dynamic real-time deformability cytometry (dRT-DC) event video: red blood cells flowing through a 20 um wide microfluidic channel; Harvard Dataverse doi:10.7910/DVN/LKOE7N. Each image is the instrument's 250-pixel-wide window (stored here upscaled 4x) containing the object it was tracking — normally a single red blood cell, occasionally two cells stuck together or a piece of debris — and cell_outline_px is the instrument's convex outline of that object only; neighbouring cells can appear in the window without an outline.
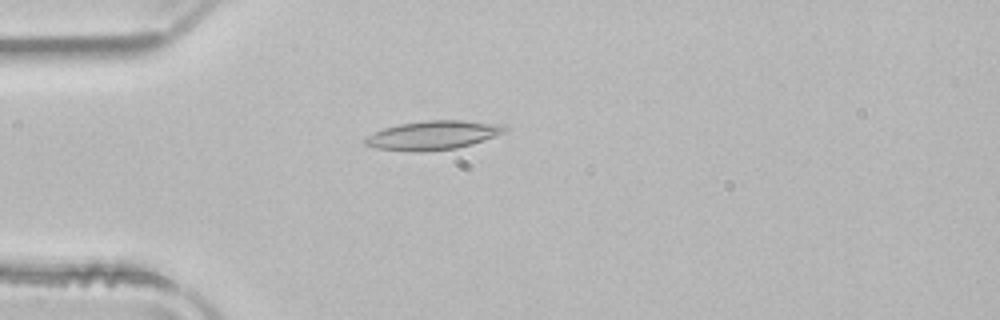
{"species": "common noctule bat (a hibernating species)", "species_latin": "Nyctalus noctula", "temperature_condition": "room temperature", "stored_images_in_passage": 51, "camera_frame_rate_fps": 3000, "um_per_image_px": 0.085, "animal": {"sex": "male", "body_mass_g": 21.5, "forearm_length_mm": 52.0}, "frame": {"image": 1, "passage_image": 14, "time_ms": 4.333, "image_size_px": [1000, 320], "cell_outline_px": [[508, 128], [504, 132], [496, 136], [472, 144], [456, 148], [376, 148], [364, 144], [364, 140], [368, 136], [384, 128], [400, 124], [424, 120], [464, 120], [504, 124]], "centroid_in_image_um": [36.93, 11.42], "position_along_channel_um": 48.1, "area_um2": 22.31}}
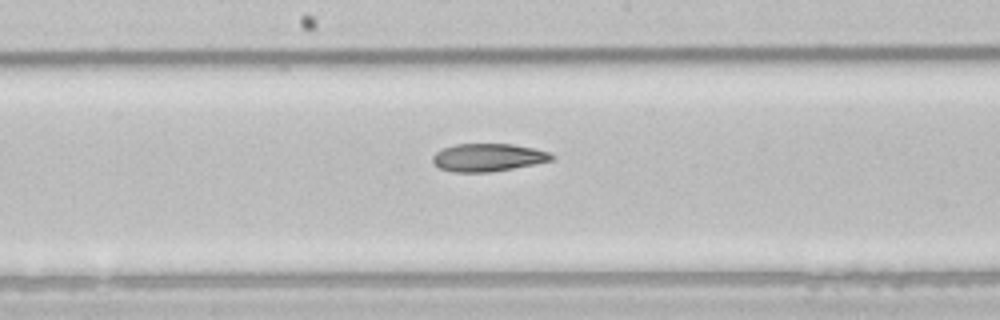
{"frame": {"image": 2, "passage_image": 27, "time_ms": 8.667, "image_size_px": [1000, 320], "cell_outline_px": [[556, 156], [552, 160], [512, 168], [488, 172], [452, 172], [440, 168], [432, 160], [432, 156], [436, 152], [444, 148], [456, 144], [512, 144], [532, 148], [548, 152]], "centroid_in_image_um": [41.46, 13.38], "position_along_channel_um": 206.7, "area_um2": 19.02}}
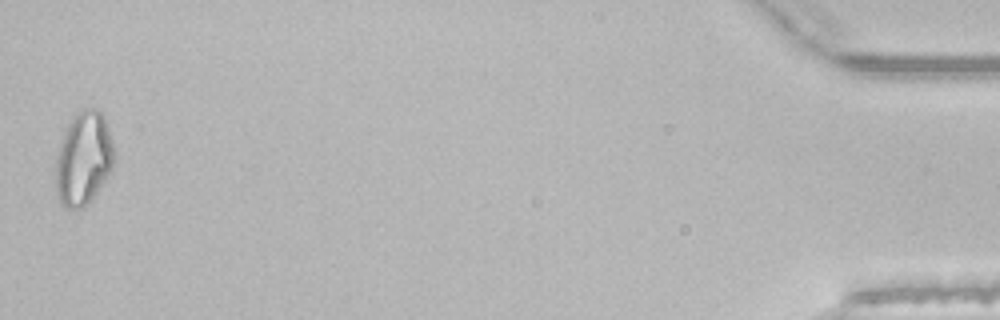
{"frame": {"image": 3, "passage_image": 51, "time_ms": 16.667, "image_size_px": [1000, 320], "cell_outline_px": [[116, 160], [108, 176], [92, 200], [84, 208], [64, 208], [56, 192], [56, 156], [64, 132], [72, 116], [76, 112], [84, 108], [96, 108], [104, 116], [116, 152]], "centroid_in_image_um": [7.12, 13.47], "position_along_channel_um": 428.1, "area_um2": 32.25}, "authors_computed_cell_mechanics": {"area_um2": 22.3108, "velocity_mm_per_s": 3.9634, "shape_relaxation_time_tau1_ms": null, "shape_relaxation_time_tau2_ms": 10.4994, "deformation_change_tau1": null, "deformation_change_tau2": 0.2172}}